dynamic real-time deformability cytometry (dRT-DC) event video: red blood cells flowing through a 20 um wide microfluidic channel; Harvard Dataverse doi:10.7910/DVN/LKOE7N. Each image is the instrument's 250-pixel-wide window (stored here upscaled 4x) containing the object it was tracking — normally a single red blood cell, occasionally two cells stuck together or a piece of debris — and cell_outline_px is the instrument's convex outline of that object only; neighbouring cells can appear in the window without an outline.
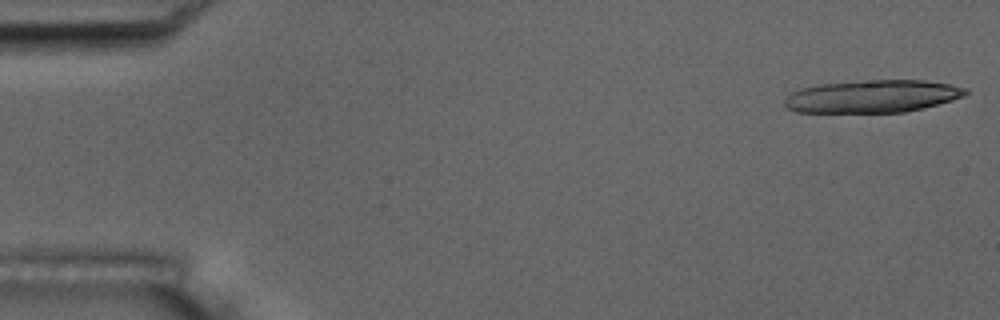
{"species": "common noctule bat (a hibernating species)", "species_latin": "Nyctalus noctula", "temperature_condition": "room temperature", "stored_images_in_passage": 8, "camera_frame_rate_fps": 3000, "um_per_image_px": 0.085, "animal": {"sex": "male", "body_mass_g": 17.5, "forearm_length_mm": 52.3}, "frame": {"image": 1, "passage_image": 1, "time_ms": 0.0, "image_size_px": [1000, 320], "cell_outline_px": [[968, 92], [964, 96], [952, 100], [924, 108], [904, 112], [796, 112], [788, 108], [784, 104], [784, 100], [792, 92], [816, 84], [872, 80], [924, 80], [952, 84], [968, 88]], "centroid_in_image_um": [74.2, 8.18], "position_along_channel_um": 10.8, "area_um2": 34.39}}